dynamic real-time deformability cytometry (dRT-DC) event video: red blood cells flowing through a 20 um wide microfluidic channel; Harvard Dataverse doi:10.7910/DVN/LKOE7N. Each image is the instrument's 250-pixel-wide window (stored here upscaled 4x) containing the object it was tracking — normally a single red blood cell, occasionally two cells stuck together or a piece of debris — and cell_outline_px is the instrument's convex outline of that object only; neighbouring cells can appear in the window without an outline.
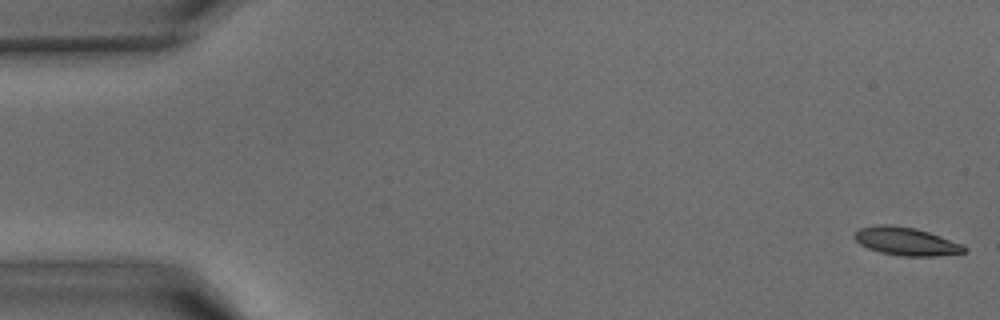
{"species": "common noctule bat (a hibernating species)", "species_latin": "Nyctalus noctula", "temperature_condition": "warm", "stored_images_in_passage": 42, "camera_frame_rate_fps": 3000, "um_per_image_px": 0.085, "animal": {"sex": "male", "body_mass_g": 15.6}, "frame": {"image": 1, "passage_image": 1, "time_ms": 0.0, "image_size_px": [1000, 320], "cell_outline_px": [[968, 248], [964, 252], [936, 256], [900, 256], [880, 252], [868, 248], [860, 244], [852, 236], [860, 228], [880, 224], [888, 224], [916, 228], [928, 232], [960, 244]], "centroid_in_image_um": [76.97, 20.51], "position_along_channel_um": 8.0, "area_um2": 17.74}}
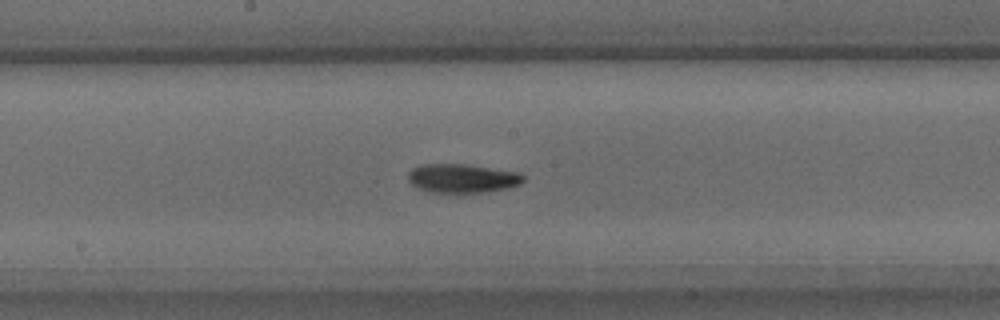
{"frame": {"image": 2, "passage_image": 22, "time_ms": 7.0, "image_size_px": [1000, 320], "cell_outline_px": [[524, 180], [520, 184], [508, 188], [484, 192], [428, 192], [412, 184], [408, 180], [408, 172], [412, 168], [420, 164], [464, 164], [520, 172], [524, 176]], "centroid_in_image_um": [39.29, 15.15], "position_along_channel_um": 208.9, "area_um2": 19.36}}
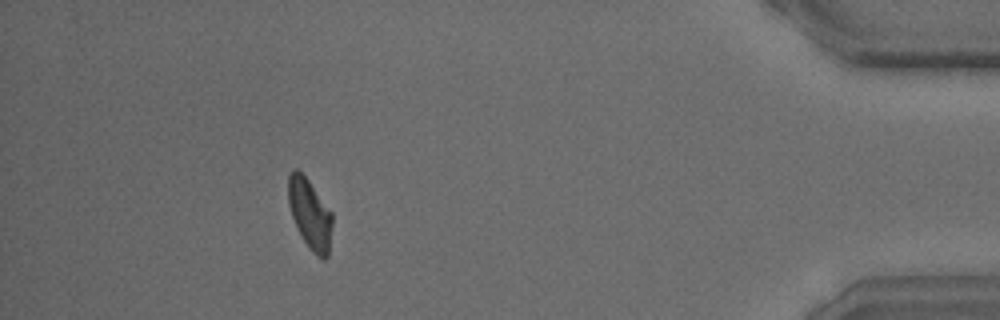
{"frame": {"image": 3, "passage_image": 38, "time_ms": 12.333, "image_size_px": [1000, 320], "cell_outline_px": [[332, 224], [328, 256], [324, 260], [312, 252], [308, 248], [292, 216], [288, 204], [288, 176], [292, 168], [296, 168], [308, 180], [332, 212]], "centroid_in_image_um": [26.34, 18.18], "position_along_channel_um": 408.9, "area_um2": 17.8}}